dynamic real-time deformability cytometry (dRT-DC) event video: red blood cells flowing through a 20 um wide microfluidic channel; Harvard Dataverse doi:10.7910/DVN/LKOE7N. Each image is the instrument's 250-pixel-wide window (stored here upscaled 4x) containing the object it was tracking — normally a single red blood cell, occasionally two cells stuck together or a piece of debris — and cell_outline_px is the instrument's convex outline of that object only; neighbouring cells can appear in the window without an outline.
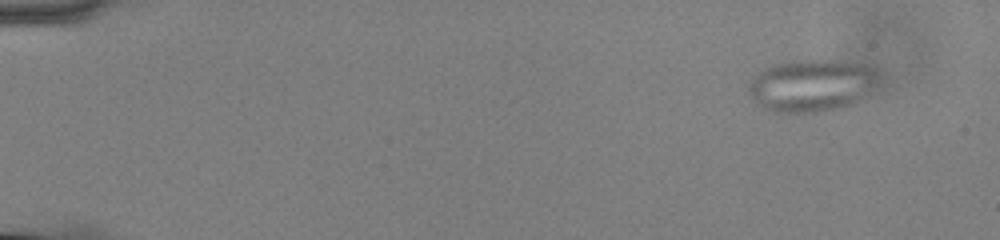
{"species": "common noctule bat (a hibernating species)", "species_latin": "Nyctalus noctula", "temperature_condition": "cold", "stored_images_in_passage": 58, "camera_frame_rate_fps": 3000, "um_per_image_px": 0.085, "animal": {"sex": "male", "body_mass_g": 13.0, "forearm_length_mm": 53.1}, "frame": {"image": 1, "passage_image": 6, "time_ms": 1.667, "image_size_px": [1000, 240], "cell_outline_px": [[884, 72], [852, 104], [840, 108], [816, 112], [776, 112], [764, 108], [752, 100], [748, 88], [748, 80], [764, 68], [776, 64], [800, 60], [840, 60], [864, 64], [876, 68]], "centroid_in_image_um": [68.95, 7.24], "position_along_channel_um": 16.1, "area_um2": 39.36}}
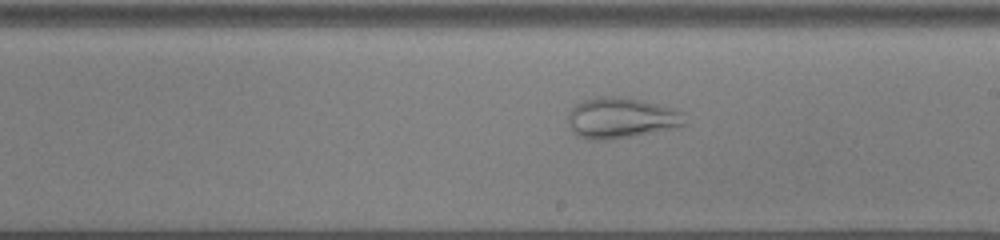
{"frame": {"image": 2, "passage_image": 35, "time_ms": 11.333, "image_size_px": [1000, 240], "cell_outline_px": [[688, 124], [608, 140], [588, 140], [576, 136], [568, 128], [568, 112], [576, 104], [584, 100], [596, 96], [612, 96], [640, 100], [672, 108], [684, 112]], "centroid_in_image_um": [52.72, 10.02], "position_along_channel_um": 236.3, "area_um2": 27.57}}
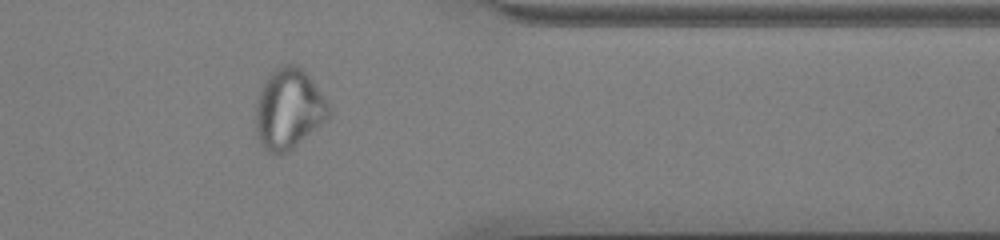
{"frame": {"image": 3, "passage_image": 48, "time_ms": 15.667, "image_size_px": [1000, 240], "cell_outline_px": [[332, 112], [328, 120], [288, 152], [280, 156], [264, 152], [256, 136], [256, 104], [264, 80], [276, 68], [284, 64], [296, 64], [308, 72], [332, 108]], "centroid_in_image_um": [24.56, 9.29], "position_along_channel_um": 386.8, "area_um2": 35.08}}